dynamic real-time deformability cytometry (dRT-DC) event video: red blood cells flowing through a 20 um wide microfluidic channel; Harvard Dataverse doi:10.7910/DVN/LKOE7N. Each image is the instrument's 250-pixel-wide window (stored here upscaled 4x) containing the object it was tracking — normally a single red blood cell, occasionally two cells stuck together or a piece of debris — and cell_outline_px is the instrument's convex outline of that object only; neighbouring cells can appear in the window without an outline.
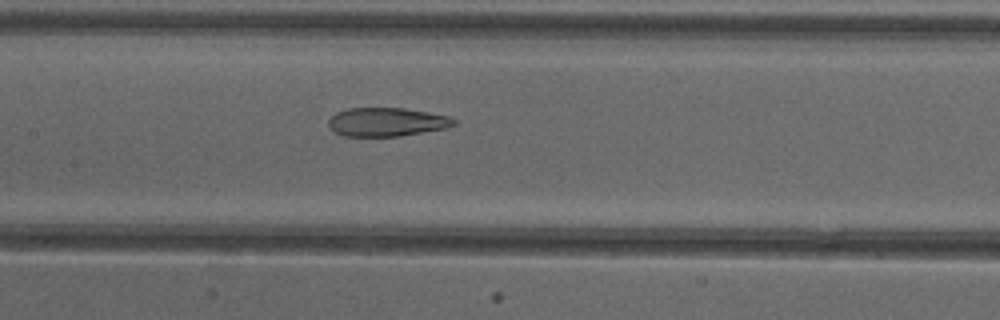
{"species": "common noctule bat (a hibernating species)", "species_latin": "Nyctalus noctula", "temperature_condition": "cold", "stored_images_in_passage": 41, "camera_frame_rate_fps": 3000, "um_per_image_px": 0.085, "animal": {"sex": "female"}, "frame": {"image": 1, "passage_image": 14, "time_ms": 4.333, "image_size_px": [1000, 320], "cell_outline_px": [[460, 124], [448, 128], [400, 136], [340, 136], [328, 124], [328, 120], [336, 112], [348, 108], [404, 108], [428, 112], [448, 116], [456, 120]], "centroid_in_image_um": [32.92, 10.37], "position_along_channel_um": 174.5, "area_um2": 21.1}}
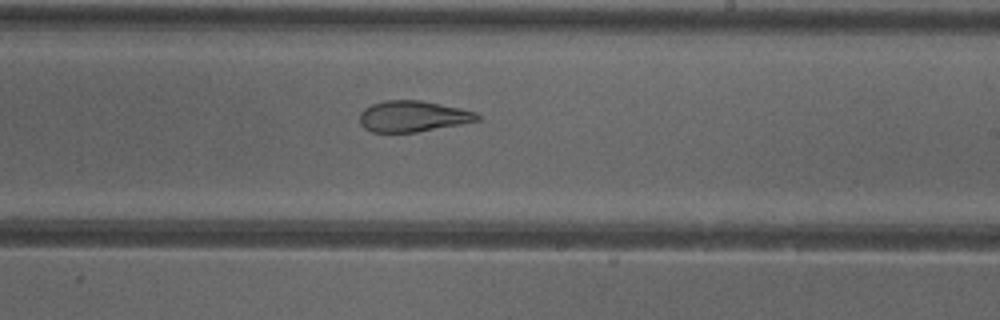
{"frame": {"image": 2, "passage_image": 20, "time_ms": 6.333, "image_size_px": [1000, 320], "cell_outline_px": [[480, 120], [460, 124], [416, 132], [372, 132], [364, 128], [360, 124], [360, 112], [364, 108], [372, 104], [384, 100], [420, 100], [460, 108], [476, 112], [480, 116]], "centroid_in_image_um": [35.07, 9.88], "position_along_channel_um": 253.9, "area_um2": 21.21}}
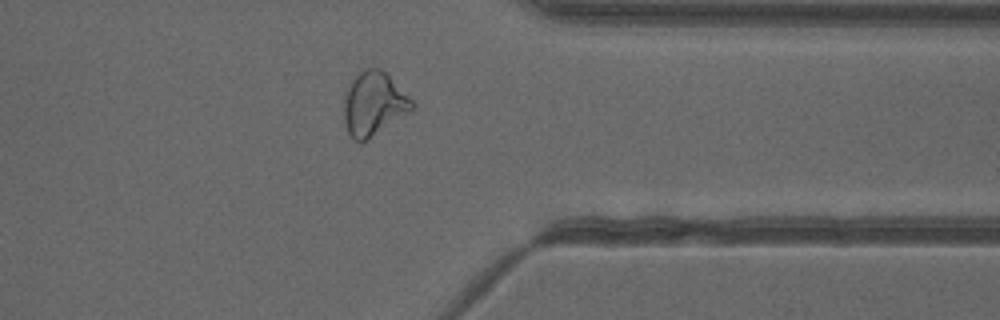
{"frame": {"image": 3, "passage_image": 30, "time_ms": 9.667, "image_size_px": [1000, 320], "cell_outline_px": [[416, 104], [408, 112], [368, 140], [360, 144], [348, 132], [344, 124], [344, 100], [348, 88], [352, 80], [364, 68], [380, 68]], "centroid_in_image_um": [31.74, 8.85], "position_along_channel_um": 379.7, "area_um2": 24.74}, "authors_computed_cell_mechanics": {"area_um2": 24.6228, "velocity_mm_per_s": 3.9899, "shape_relaxation_time_tau1_ms": null, "shape_relaxation_time_tau2_ms": 2.0944, "deformation_change_tau1": null, "deformation_change_tau2": 0.1143}}